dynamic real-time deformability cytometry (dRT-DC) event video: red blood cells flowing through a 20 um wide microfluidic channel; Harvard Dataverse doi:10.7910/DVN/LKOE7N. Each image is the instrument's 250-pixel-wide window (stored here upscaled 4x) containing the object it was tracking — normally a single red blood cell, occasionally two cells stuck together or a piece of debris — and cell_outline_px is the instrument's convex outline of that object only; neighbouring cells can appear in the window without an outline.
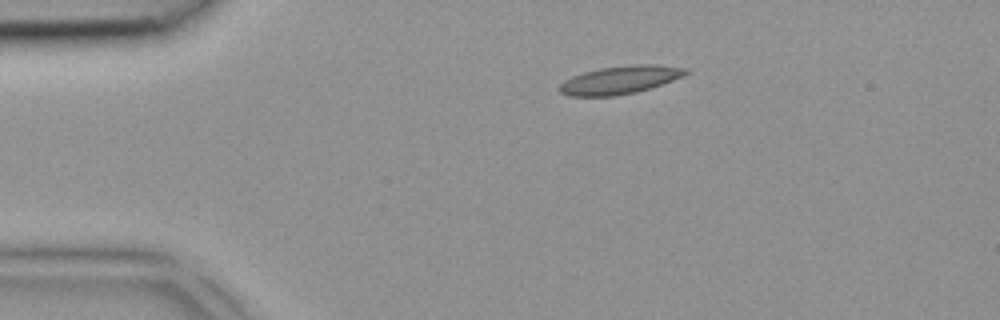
{"species": "common noctule bat (a hibernating species)", "species_latin": "Nyctalus noctula", "temperature_condition": "room temperature", "stored_images_in_passage": 3, "camera_frame_rate_fps": 3000, "um_per_image_px": 0.085, "animal": {"sex": "female", "body_mass_g": 18.4}, "frame": {"image": 1, "passage_image": 3, "time_ms": 0.667, "image_size_px": [1000, 320], "cell_outline_px": [[688, 72], [684, 76], [636, 92], [612, 96], [568, 96], [560, 92], [560, 84], [564, 80], [572, 76], [584, 72], [600, 68], [632, 64], [656, 64], [688, 68]], "centroid_in_image_um": [52.69, 6.78], "position_along_channel_um": 32.3, "area_um2": 20.52}}